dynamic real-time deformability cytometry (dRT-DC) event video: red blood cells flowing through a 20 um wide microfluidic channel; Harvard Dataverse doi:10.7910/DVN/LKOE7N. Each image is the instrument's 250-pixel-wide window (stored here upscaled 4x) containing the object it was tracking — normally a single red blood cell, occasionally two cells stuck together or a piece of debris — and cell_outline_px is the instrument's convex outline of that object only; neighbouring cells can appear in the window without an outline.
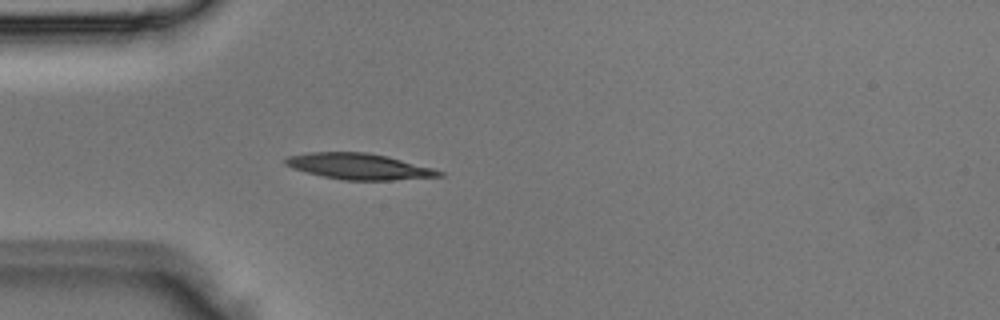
{"species": "Egyptian fruit bat (a non-hibernating species)", "species_latin": "Rousettus aegyptiacus", "temperature_condition": "room temperature", "stored_images_in_passage": 2, "camera_frame_rate_fps": 3000, "um_per_image_px": 0.085, "animal": {"sex": "male"}, "frame": {"image": 1, "passage_image": 2, "time_ms": 0.333, "image_size_px": [1000, 320], "cell_outline_px": [[444, 176], [392, 180], [344, 180], [324, 176], [292, 168], [284, 164], [284, 160], [288, 156], [308, 152], [368, 152], [388, 156], [432, 168], [444, 172]], "centroid_in_image_um": [30.52, 14.14], "position_along_channel_um": 54.5, "area_um2": 23.18}}